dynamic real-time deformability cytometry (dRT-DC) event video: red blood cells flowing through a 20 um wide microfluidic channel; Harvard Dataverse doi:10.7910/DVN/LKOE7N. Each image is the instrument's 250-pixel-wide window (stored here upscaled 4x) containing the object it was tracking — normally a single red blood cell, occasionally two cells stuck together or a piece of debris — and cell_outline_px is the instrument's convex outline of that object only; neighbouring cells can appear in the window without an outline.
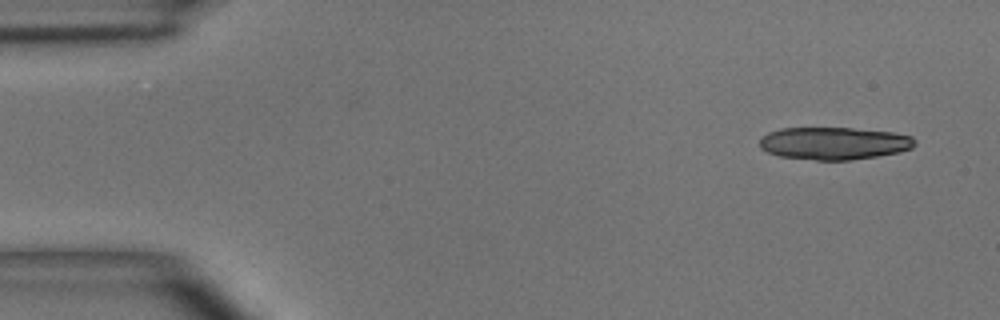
{"species": "common noctule bat (a hibernating species)", "species_latin": "Nyctalus noctula", "temperature_condition": "room temperature", "stored_images_in_passage": 4, "camera_frame_rate_fps": 3000, "um_per_image_px": 0.085, "animal": {"sex": "male", "body_mass_g": 15.6}, "frame": {"image": 1, "passage_image": 1, "time_ms": 0.0, "image_size_px": [1000, 320], "cell_outline_px": [[916, 144], [912, 148], [900, 152], [876, 156], [848, 160], [816, 160], [780, 156], [768, 152], [760, 148], [760, 136], [768, 132], [780, 128], [852, 128], [892, 132], [912, 136], [916, 140]], "centroid_in_image_um": [70.89, 12.17], "position_along_channel_um": 14.1, "area_um2": 29.48}}